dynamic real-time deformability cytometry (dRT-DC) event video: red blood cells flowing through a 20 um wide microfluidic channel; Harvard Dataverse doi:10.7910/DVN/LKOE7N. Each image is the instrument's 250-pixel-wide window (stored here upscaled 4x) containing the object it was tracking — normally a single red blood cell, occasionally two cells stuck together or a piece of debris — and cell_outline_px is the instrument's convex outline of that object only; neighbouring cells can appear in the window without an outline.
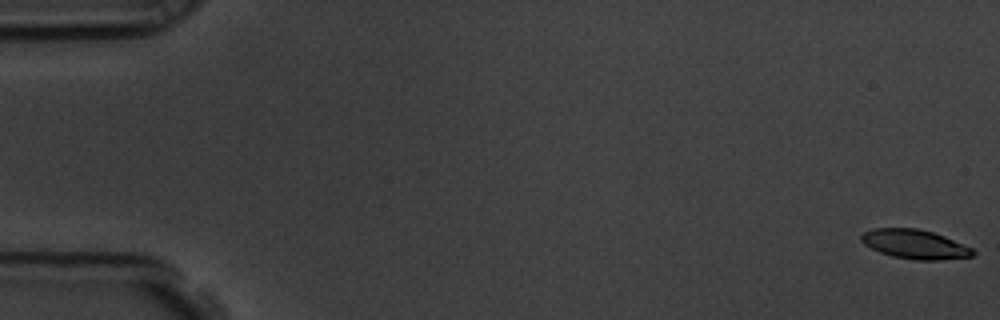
{"species": "common noctule bat (a hibernating species)", "species_latin": "Nyctalus noctula", "temperature_condition": "room temperature", "stored_images_in_passage": 58, "camera_frame_rate_fps": 3000, "um_per_image_px": 0.085, "animal": {"sex": "male", "body_mass_g": 19.5, "forearm_length_mm": 54.6}, "frame": {"image": 1, "passage_image": 1, "time_ms": 0.0, "image_size_px": [1000, 320], "cell_outline_px": [[976, 252], [972, 256], [936, 260], [916, 260], [892, 256], [880, 252], [864, 244], [860, 240], [860, 236], [864, 232], [872, 228], [916, 228], [932, 232], [944, 236], [972, 248]], "centroid_in_image_um": [77.73, 20.75], "position_along_channel_um": 7.3, "area_um2": 18.84}}
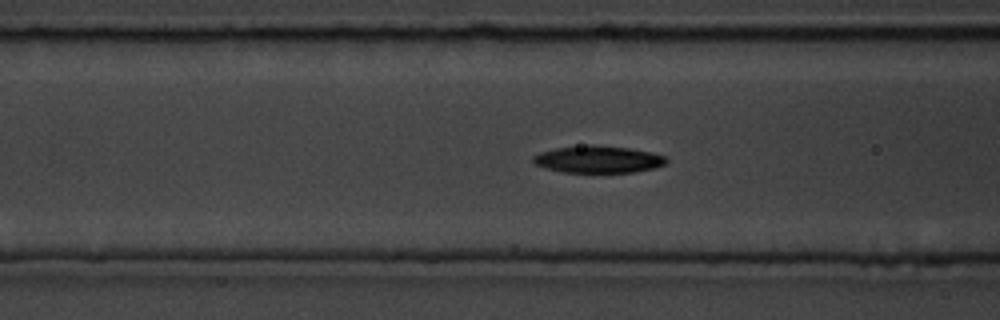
{"frame": {"image": 2, "passage_image": 23, "time_ms": 7.333, "image_size_px": [1000, 320], "cell_outline_px": [[668, 160], [664, 164], [656, 168], [632, 172], [564, 172], [544, 168], [536, 164], [532, 160], [532, 156], [540, 152], [556, 148], [588, 144], [592, 144], [628, 148], [648, 152], [664, 156]], "centroid_in_image_um": [50.81, 13.54], "position_along_channel_um": 115.8, "area_um2": 20.92}}
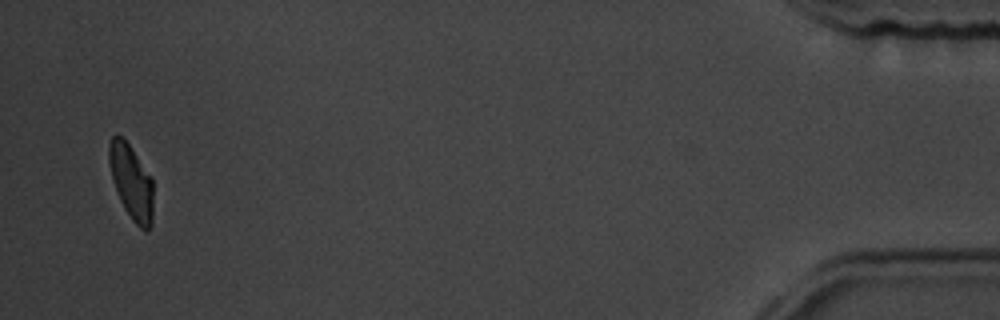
{"frame": {"image": 3, "passage_image": 56, "time_ms": 18.333, "image_size_px": [1000, 320], "cell_outline_px": [[152, 224], [148, 232], [144, 232], [132, 220], [124, 208], [120, 200], [112, 180], [108, 160], [108, 144], [112, 136], [116, 132], [128, 144], [152, 176]], "centroid_in_image_um": [11.15, 15.47], "position_along_channel_um": 424.0, "area_um2": 19.42}, "authors_computed_cell_mechanics": {"area_um2": 20.6057, "velocity_mm_per_s": 3.5724, "shape_relaxation_time_tau1_ms": 2.9715, "shape_relaxation_time_tau2_ms": 8.2996, "deformation_change_tau1": 0.1503, "deformation_change_tau2": 0.1265}}